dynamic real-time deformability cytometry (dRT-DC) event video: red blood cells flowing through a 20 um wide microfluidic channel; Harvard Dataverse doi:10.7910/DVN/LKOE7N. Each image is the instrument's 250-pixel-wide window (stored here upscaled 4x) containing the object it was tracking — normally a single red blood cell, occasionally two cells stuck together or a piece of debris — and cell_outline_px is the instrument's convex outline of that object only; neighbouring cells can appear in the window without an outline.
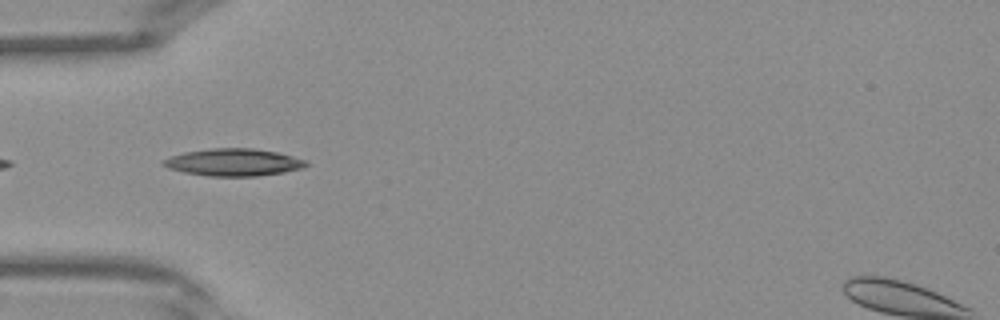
{"species": "Egyptian fruit bat (a non-hibernating species)", "species_latin": "Rousettus aegyptiacus", "temperature_condition": "warm", "stored_images_in_passage": 12, "camera_frame_rate_fps": 3000, "um_per_image_px": 0.085, "frame": {"image": 1, "passage_image": 10, "time_ms": 3.0, "image_size_px": [1000, 320], "cell_outline_px": [[308, 164], [304, 168], [284, 172], [256, 176], [208, 176], [184, 172], [168, 168], [160, 164], [160, 160], [184, 152], [212, 148], [252, 148], [276, 152], [308, 160]], "centroid_in_image_um": [19.84, 13.79], "position_along_channel_um": 65.2, "area_um2": 22.77}}